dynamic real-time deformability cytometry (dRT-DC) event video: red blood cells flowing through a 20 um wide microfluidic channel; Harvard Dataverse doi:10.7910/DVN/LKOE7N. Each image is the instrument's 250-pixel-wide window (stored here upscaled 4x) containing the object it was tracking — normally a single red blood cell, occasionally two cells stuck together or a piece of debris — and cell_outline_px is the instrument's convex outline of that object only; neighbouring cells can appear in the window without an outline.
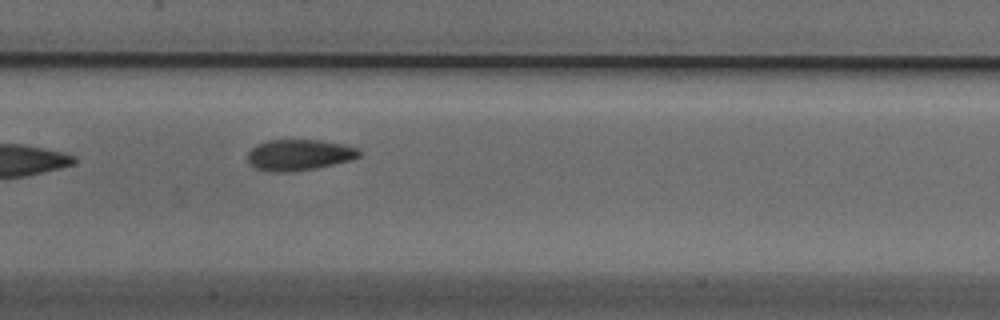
{"species": "Egyptian fruit bat (a non-hibernating species)", "species_latin": "Rousettus aegyptiacus", "temperature_condition": "cold", "stored_images_in_passage": 8, "camera_frame_rate_fps": 3000, "um_per_image_px": 0.085, "animal": {"sex": "male"}, "frame": {"image": 1, "passage_image": 7, "time_ms": 2.0, "image_size_px": [1000, 320], "cell_outline_px": [[364, 152], [360, 156], [352, 160], [316, 168], [288, 172], [272, 172], [256, 168], [248, 164], [248, 152], [256, 144], [268, 140], [320, 140], [344, 144], [360, 148]], "centroid_in_image_um": [25.46, 13.16], "position_along_channel_um": 181.9, "area_um2": 20.46}}
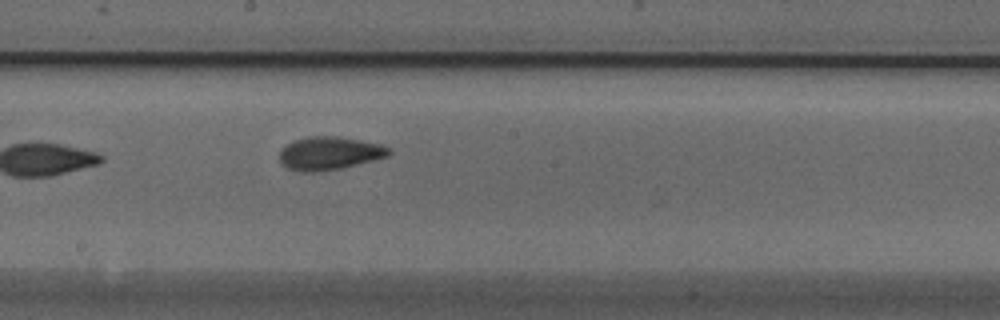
{"frame": {"image": 2, "passage_image": 8, "time_ms": 2.333, "image_size_px": [1000, 320], "cell_outline_px": [[392, 152], [388, 156], [340, 168], [312, 172], [304, 172], [288, 168], [280, 160], [280, 148], [292, 140], [308, 136], [340, 136], [384, 144]], "centroid_in_image_um": [28.0, 13.0], "position_along_channel_um": 220.2, "area_um2": 21.15}}